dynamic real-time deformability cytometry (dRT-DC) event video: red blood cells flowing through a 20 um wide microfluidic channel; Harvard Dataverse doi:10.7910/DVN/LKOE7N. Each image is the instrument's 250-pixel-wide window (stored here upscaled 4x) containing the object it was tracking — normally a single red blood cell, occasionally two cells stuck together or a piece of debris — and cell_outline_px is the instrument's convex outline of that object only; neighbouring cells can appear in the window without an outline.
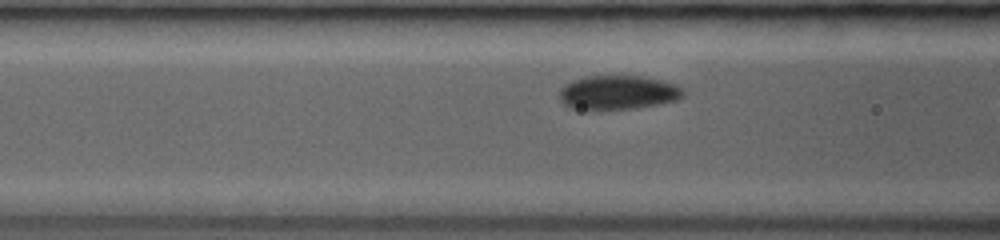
{"species": "common noctule bat (a hibernating species)", "species_latin": "Nyctalus noctula", "temperature_condition": "room temperature", "stored_images_in_passage": 7, "camera_frame_rate_fps": 3000, "um_per_image_px": 0.085, "animal": {"sex": "female", "body_mass_g": 19.0, "forearm_length_mm": 53.3}, "frame": {"image": 1, "passage_image": 6, "time_ms": 2.0, "image_size_px": [1000, 240], "cell_outline_px": [[684, 96], [676, 100], [636, 108], [600, 112], [588, 112], [572, 108], [564, 104], [560, 100], [560, 88], [564, 84], [572, 80], [588, 76], [644, 76], [676, 84], [684, 88]], "centroid_in_image_um": [52.48, 7.9], "position_along_channel_um": 114.1, "area_um2": 25.37}}